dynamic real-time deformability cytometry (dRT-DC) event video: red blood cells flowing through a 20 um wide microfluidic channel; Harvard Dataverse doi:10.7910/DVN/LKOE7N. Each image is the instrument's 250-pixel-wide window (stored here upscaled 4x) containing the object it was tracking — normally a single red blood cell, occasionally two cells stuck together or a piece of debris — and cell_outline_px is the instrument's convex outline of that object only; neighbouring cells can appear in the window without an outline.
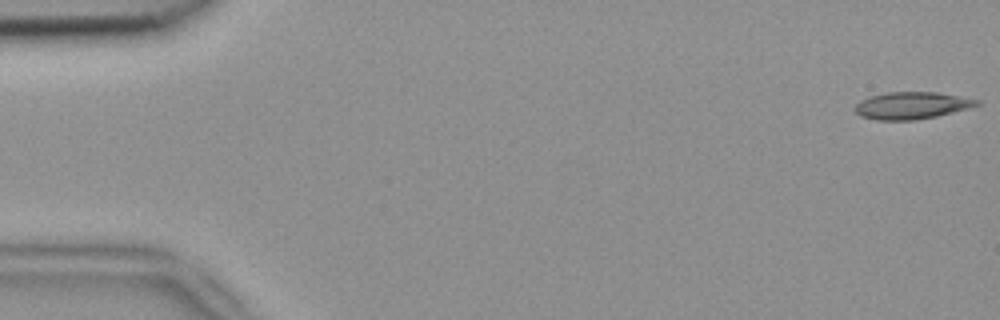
{"species": "common noctule bat (a hibernating species)", "species_latin": "Nyctalus noctula", "temperature_condition": "room temperature", "stored_images_in_passage": 5, "camera_frame_rate_fps": 3000, "um_per_image_px": 0.085, "animal": {"sex": "female", "body_mass_g": 18.4}, "frame": {"image": 1, "passage_image": 1, "time_ms": 0.0, "image_size_px": [1000, 320], "cell_outline_px": [[980, 104], [968, 108], [936, 116], [916, 120], [876, 120], [860, 116], [852, 108], [860, 100], [872, 96], [888, 92], [936, 92], [980, 100]], "centroid_in_image_um": [77.45, 8.97], "position_along_channel_um": 7.5, "area_um2": 19.13}}
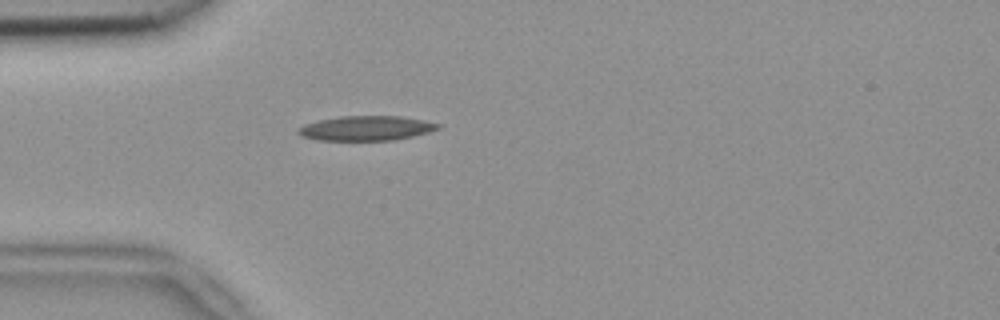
{"frame": {"image": 2, "passage_image": 5, "time_ms": 1.333, "image_size_px": [1000, 320], "cell_outline_px": [[440, 128], [428, 132], [412, 136], [392, 140], [316, 140], [300, 136], [296, 132], [304, 124], [320, 120], [340, 116], [400, 116], [424, 120], [440, 124]], "centroid_in_image_um": [31.11, 10.9], "position_along_channel_um": 53.9, "area_um2": 20.0}}